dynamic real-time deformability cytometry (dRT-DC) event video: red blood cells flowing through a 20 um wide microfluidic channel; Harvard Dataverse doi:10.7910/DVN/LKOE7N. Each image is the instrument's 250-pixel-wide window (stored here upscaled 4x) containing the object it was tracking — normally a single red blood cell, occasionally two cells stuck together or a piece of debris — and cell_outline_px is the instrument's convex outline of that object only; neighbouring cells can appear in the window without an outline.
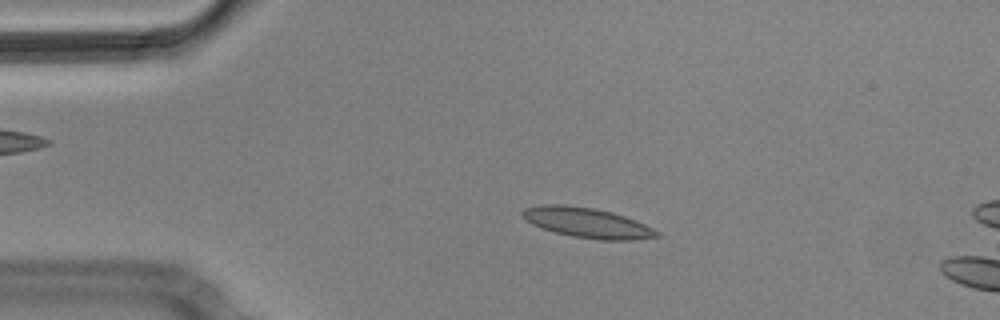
{"species": "Egyptian fruit bat (a non-hibernating species)", "species_latin": "Rousettus aegyptiacus", "temperature_condition": "cold", "stored_images_in_passage": 4, "camera_frame_rate_fps": 3000, "um_per_image_px": 0.085, "animal": {"sex": "male"}, "frame": {"image": 1, "passage_image": 3, "time_ms": 0.667, "image_size_px": [1000, 320], "cell_outline_px": [[660, 236], [632, 240], [600, 240], [572, 236], [556, 232], [532, 224], [524, 220], [520, 216], [520, 212], [524, 208], [540, 204], [564, 204], [592, 208], [612, 212], [624, 216], [644, 224], [660, 232]], "centroid_in_image_um": [49.86, 18.92], "position_along_channel_um": 35.1, "area_um2": 23.52}}